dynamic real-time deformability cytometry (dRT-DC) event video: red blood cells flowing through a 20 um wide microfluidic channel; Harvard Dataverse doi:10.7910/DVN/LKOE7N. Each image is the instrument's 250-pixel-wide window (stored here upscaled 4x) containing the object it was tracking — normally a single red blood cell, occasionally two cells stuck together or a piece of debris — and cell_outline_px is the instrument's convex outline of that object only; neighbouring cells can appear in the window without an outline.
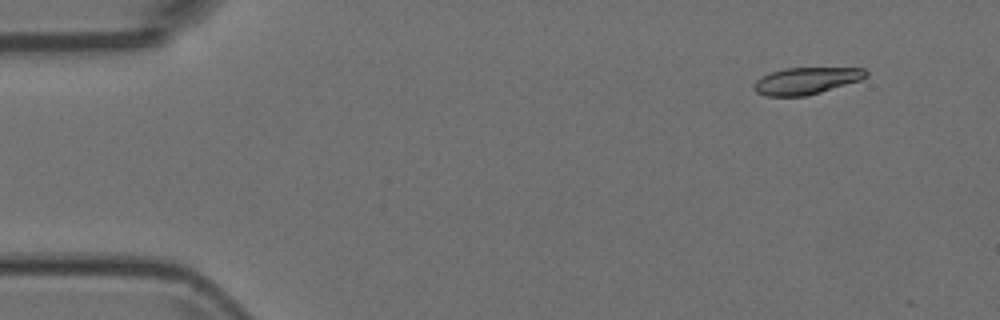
{"species": "Egyptian fruit bat (a non-hibernating species)", "species_latin": "Rousettus aegyptiacus", "temperature_condition": "room temperature", "stored_images_in_passage": 4, "camera_frame_rate_fps": 3000, "um_per_image_px": 0.085, "animal": {"sex": "female"}, "frame": {"image": 1, "passage_image": 2, "time_ms": 0.333, "image_size_px": [1000, 320], "cell_outline_px": [[868, 76], [860, 80], [820, 92], [804, 96], [764, 96], [756, 92], [752, 88], [752, 84], [756, 80], [772, 72], [784, 68], [864, 68], [868, 72]], "centroid_in_image_um": [68.5, 6.87], "position_along_channel_um": 16.5, "area_um2": 17.46}}
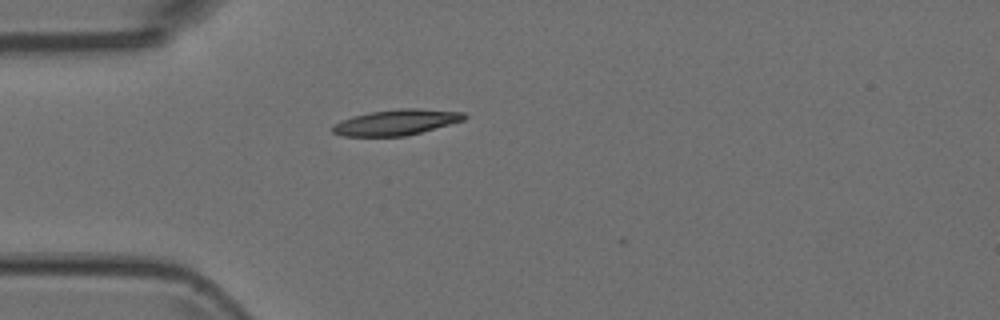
{"frame": {"image": 2, "passage_image": 4, "time_ms": 1.0, "image_size_px": [1000, 320], "cell_outline_px": [[468, 116], [464, 120], [420, 132], [404, 136], [344, 136], [332, 132], [332, 124], [340, 120], [352, 116], [372, 112], [400, 108], [416, 108], [464, 112]], "centroid_in_image_um": [33.66, 10.39], "position_along_channel_um": 51.3, "area_um2": 19.59}}